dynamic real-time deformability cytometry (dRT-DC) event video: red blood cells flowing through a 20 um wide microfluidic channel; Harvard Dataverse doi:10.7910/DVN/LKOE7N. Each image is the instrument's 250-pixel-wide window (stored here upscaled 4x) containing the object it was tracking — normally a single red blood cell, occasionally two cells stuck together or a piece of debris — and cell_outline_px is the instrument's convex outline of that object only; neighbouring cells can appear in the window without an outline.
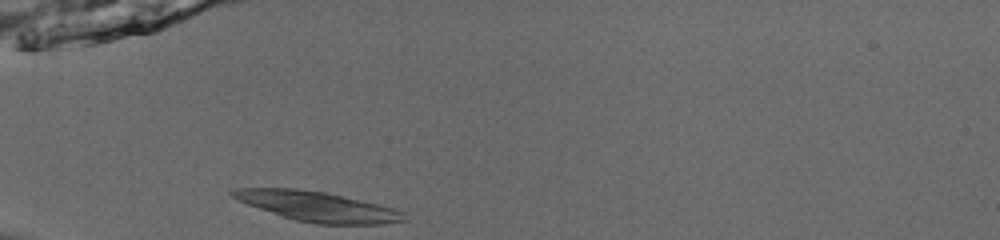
{"species": "common noctule bat (a hibernating species)", "species_latin": "Nyctalus noctula", "temperature_condition": "room temperature", "stored_images_in_passage": 35, "camera_frame_rate_fps": 3000, "um_per_image_px": 0.085, "animal": {"sex": "male", "body_mass_g": 13.0, "forearm_length_mm": 53.1}, "frame": {"image": 1, "passage_image": 1, "time_ms": 0.0, "image_size_px": [1000, 240], "cell_outline_px": [[408, 220], [384, 224], [316, 224], [296, 220], [248, 204], [232, 196], [228, 192], [236, 188], [296, 188], [328, 192], [392, 208], [404, 212]], "centroid_in_image_um": [27.02, 17.54], "position_along_channel_um": 58.0, "area_um2": 29.54}}
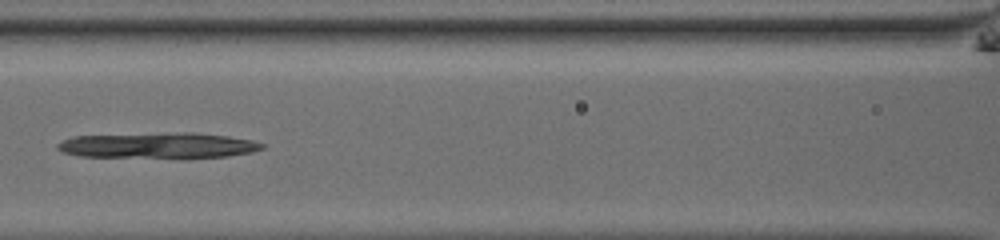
{"frame": {"image": 2, "passage_image": 9, "time_ms": 2.667, "image_size_px": [1000, 240], "cell_outline_px": [[264, 148], [252, 152], [228, 156], [184, 160], [180, 160], [80, 156], [64, 152], [56, 148], [56, 144], [72, 136], [184, 132], [192, 132], [228, 136], [252, 140], [264, 144]], "centroid_in_image_um": [13.48, 12.4], "position_along_channel_um": 153.1, "area_um2": 31.85}}
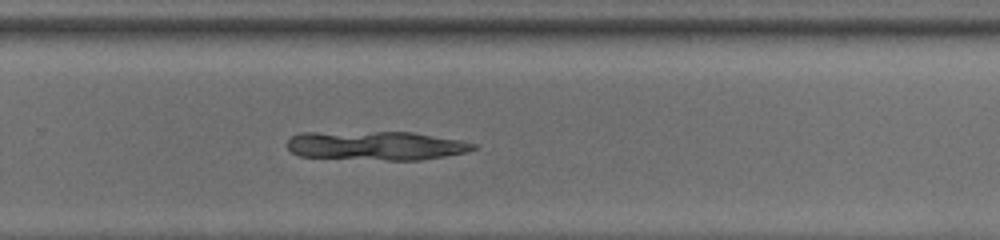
{"frame": {"image": 3, "passage_image": 20, "time_ms": 6.333, "image_size_px": [1000, 240], "cell_outline_px": [[476, 148], [468, 152], [420, 160], [388, 160], [300, 156], [292, 152], [284, 144], [288, 136], [300, 132], [412, 132], [460, 140], [476, 144]], "centroid_in_image_um": [31.9, 12.37], "position_along_channel_um": 297.9, "area_um2": 31.62}}